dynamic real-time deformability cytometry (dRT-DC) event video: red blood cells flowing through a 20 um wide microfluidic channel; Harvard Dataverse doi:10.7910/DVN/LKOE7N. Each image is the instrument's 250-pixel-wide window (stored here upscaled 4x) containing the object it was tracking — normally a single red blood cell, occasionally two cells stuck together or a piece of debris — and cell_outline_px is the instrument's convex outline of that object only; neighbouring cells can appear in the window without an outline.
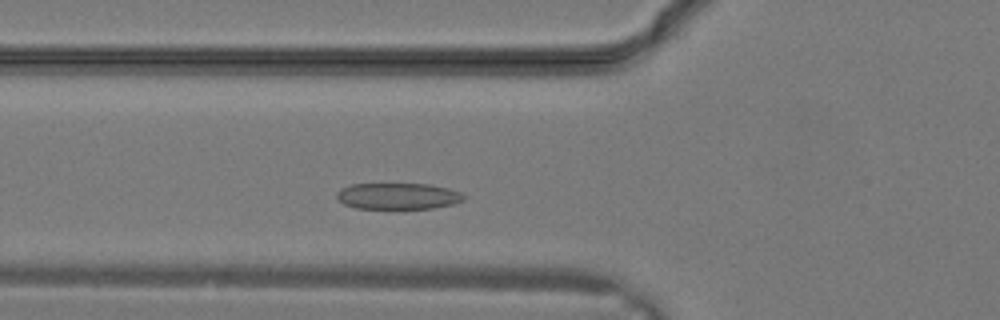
{"species": "common noctule bat (a hibernating species)", "species_latin": "Nyctalus noctula", "temperature_condition": "warm", "stored_images_in_passage": 20, "camera_frame_rate_fps": 3000, "um_per_image_px": 0.085, "animal": {"sex": "male", "body_mass_g": 19.2, "forearm_length_mm": 51.8}, "frame": {"image": 1, "passage_image": 5, "time_ms": 1.333, "image_size_px": [1000, 320], "cell_outline_px": [[468, 196], [464, 200], [452, 204], [432, 208], [356, 208], [344, 204], [336, 196], [336, 192], [340, 188], [352, 184], [428, 184], [448, 188], [460, 192]], "centroid_in_image_um": [33.84, 16.66], "position_along_channel_um": 92.0, "area_um2": 19.42}}
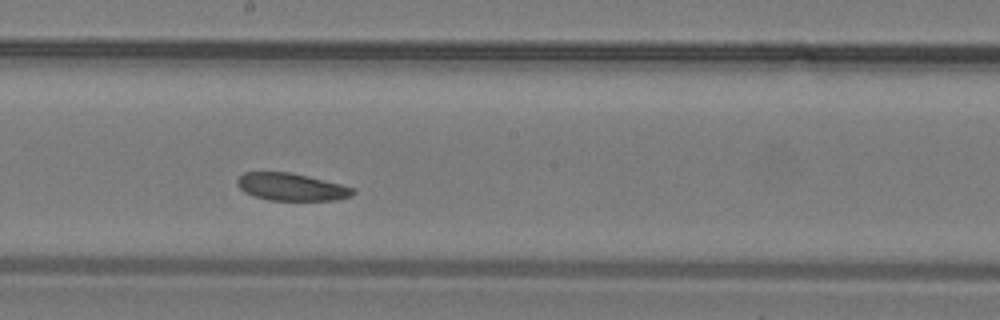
{"frame": {"image": 2, "passage_image": 11, "time_ms": 3.333, "image_size_px": [1000, 320], "cell_outline_px": [[356, 192], [352, 196], [336, 200], [268, 200], [244, 192], [236, 184], [236, 180], [244, 172], [292, 172], [356, 188]], "centroid_in_image_um": [24.78, 15.89], "position_along_channel_um": 223.4, "area_um2": 18.55}}
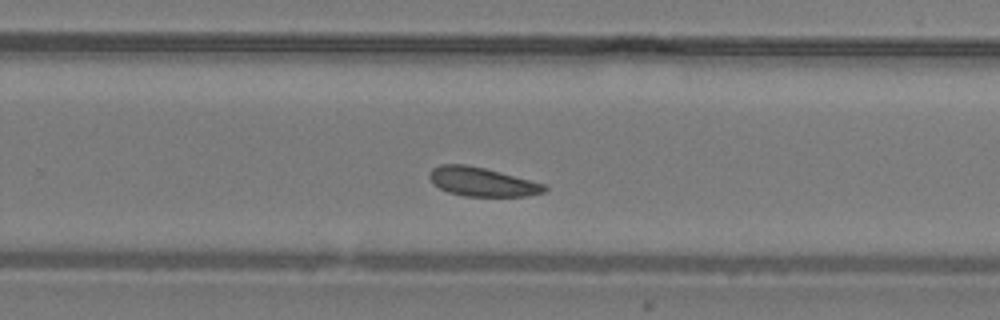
{"frame": {"image": 3, "passage_image": 14, "time_ms": 4.333, "image_size_px": [1000, 320], "cell_outline_px": [[548, 188], [544, 192], [528, 196], [464, 196], [448, 192], [432, 184], [428, 176], [432, 168], [440, 164], [464, 164], [484, 168], [500, 172], [544, 184]], "centroid_in_image_um": [40.93, 15.46], "position_along_channel_um": 288.9, "area_um2": 19.31}}